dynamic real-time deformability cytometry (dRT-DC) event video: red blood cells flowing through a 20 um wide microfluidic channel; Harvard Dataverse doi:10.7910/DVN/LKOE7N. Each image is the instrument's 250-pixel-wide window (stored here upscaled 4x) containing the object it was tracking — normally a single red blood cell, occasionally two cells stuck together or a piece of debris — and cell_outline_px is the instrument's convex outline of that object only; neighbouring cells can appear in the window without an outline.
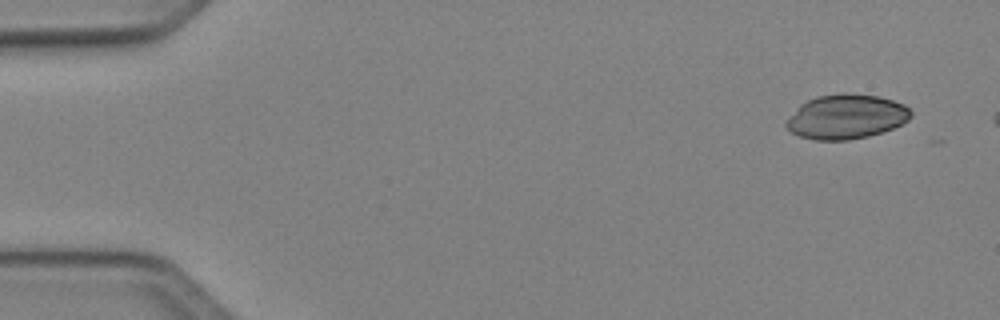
{"species": "Egyptian fruit bat (a non-hibernating species)", "species_latin": "Rousettus aegyptiacus", "temperature_condition": "cold", "stored_images_in_passage": 7, "camera_frame_rate_fps": 3000, "um_per_image_px": 0.085, "animal": {"sex": "female"}, "frame": {"image": 1, "passage_image": 1, "time_ms": 0.0, "image_size_px": [1000, 320], "cell_outline_px": [[912, 116], [908, 120], [892, 128], [868, 136], [848, 140], [816, 140], [800, 136], [792, 132], [784, 124], [796, 108], [800, 104], [808, 100], [820, 96], [880, 96], [904, 104], [912, 112]], "centroid_in_image_um": [71.93, 9.96], "position_along_channel_um": 13.1, "area_um2": 31.33}}